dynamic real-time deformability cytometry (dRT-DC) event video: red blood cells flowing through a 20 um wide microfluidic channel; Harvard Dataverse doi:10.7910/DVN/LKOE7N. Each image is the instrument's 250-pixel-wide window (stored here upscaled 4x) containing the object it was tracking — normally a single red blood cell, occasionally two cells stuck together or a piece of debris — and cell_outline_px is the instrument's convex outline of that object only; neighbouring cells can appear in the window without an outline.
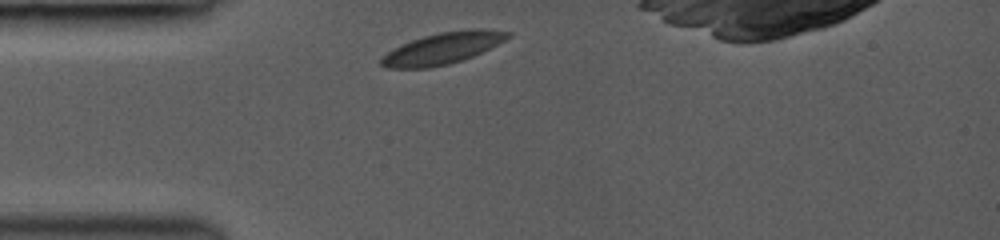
{"species": "common noctule bat (a hibernating species)", "species_latin": "Nyctalus noctula", "temperature_condition": "room temperature", "stored_images_in_passage": 11, "camera_frame_rate_fps": 3000, "um_per_image_px": 0.085, "animal": {"sex": "female", "body_mass_g": 19.0, "forearm_length_mm": 53.3}, "frame": {"image": 1, "passage_image": 1, "time_ms": 0.0, "image_size_px": [1000, 240], "cell_outline_px": [[512, 36], [464, 60], [448, 64], [428, 68], [388, 68], [380, 64], [380, 56], [412, 40], [424, 36], [440, 32], [468, 28], [484, 28], [512, 32]], "centroid_in_image_um": [37.65, 4.09], "position_along_channel_um": 47.4, "area_um2": 23.12}}
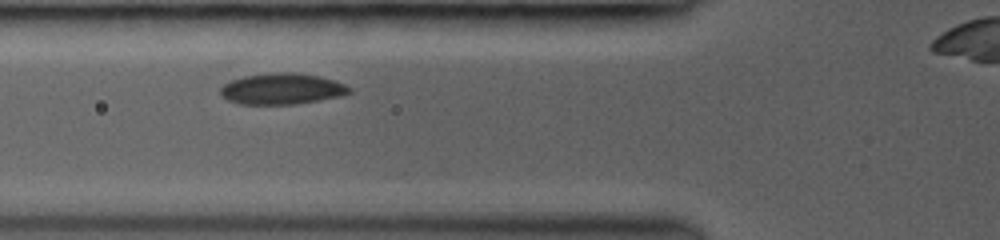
{"frame": {"image": 2, "passage_image": 7, "time_ms": 1.667, "image_size_px": [1000, 240], "cell_outline_px": [[352, 92], [340, 96], [320, 100], [296, 104], [240, 104], [228, 100], [220, 96], [220, 88], [224, 84], [232, 80], [244, 76], [272, 72], [292, 72], [320, 76], [344, 84], [352, 88]], "centroid_in_image_um": [23.95, 7.55], "position_along_channel_um": 101.8, "area_um2": 23.41}}